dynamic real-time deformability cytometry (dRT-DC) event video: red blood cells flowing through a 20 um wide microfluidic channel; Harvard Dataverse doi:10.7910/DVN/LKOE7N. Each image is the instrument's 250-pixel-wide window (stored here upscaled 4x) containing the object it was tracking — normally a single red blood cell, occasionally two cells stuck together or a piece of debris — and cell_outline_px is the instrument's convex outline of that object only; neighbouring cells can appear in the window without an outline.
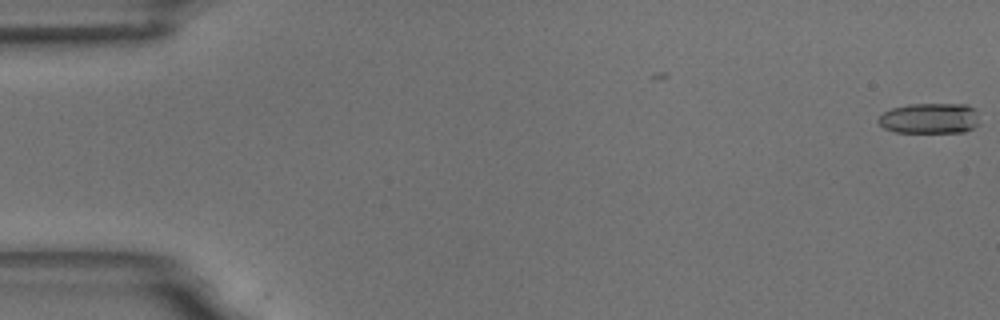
{"species": "common noctule bat (a hibernating species)", "species_latin": "Nyctalus noctula", "temperature_condition": "room temperature", "stored_images_in_passage": 6, "camera_frame_rate_fps": 3000, "um_per_image_px": 0.085, "animal": {"sex": "male", "body_mass_g": 18.8}, "frame": {"image": 1, "passage_image": 1, "time_ms": 0.0, "image_size_px": [1000, 320], "cell_outline_px": [[980, 124], [964, 132], [896, 132], [884, 128], [876, 120], [884, 112], [892, 108], [908, 104], [968, 104], [976, 112]], "centroid_in_image_um": [79.03, 10.06], "position_along_channel_um": 6.0, "area_um2": 18.03}}
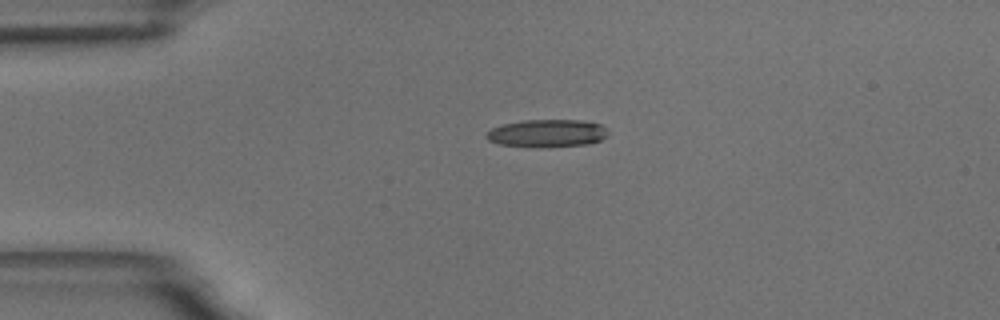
{"frame": {"image": 2, "passage_image": 5, "time_ms": 4.333, "image_size_px": [1000, 320], "cell_outline_px": [[608, 136], [600, 140], [584, 144], [500, 144], [488, 140], [484, 136], [492, 128], [500, 124], [524, 120], [580, 120], [600, 124], [608, 132]], "centroid_in_image_um": [46.5, 11.26], "position_along_channel_um": 38.5, "area_um2": 18.44}}